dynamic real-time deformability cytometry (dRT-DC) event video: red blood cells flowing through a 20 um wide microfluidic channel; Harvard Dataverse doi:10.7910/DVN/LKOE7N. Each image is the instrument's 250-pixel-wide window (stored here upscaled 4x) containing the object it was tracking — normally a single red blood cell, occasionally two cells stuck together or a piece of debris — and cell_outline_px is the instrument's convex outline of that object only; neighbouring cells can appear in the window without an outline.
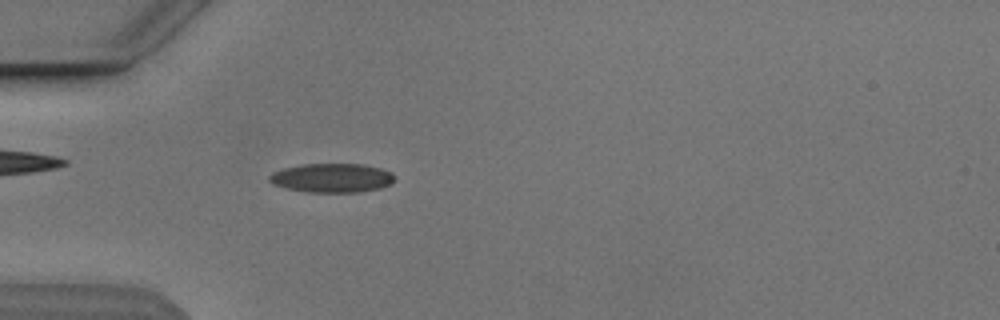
{"species": "Egyptian fruit bat (a non-hibernating species)", "species_latin": "Rousettus aegyptiacus", "temperature_condition": "cold", "stored_images_in_passage": 53, "camera_frame_rate_fps": 3000, "um_per_image_px": 0.085, "animal": {"sex": "male"}, "frame": {"image": 1, "passage_image": 16, "time_ms": 5.0, "image_size_px": [1000, 320], "cell_outline_px": [[396, 176], [392, 184], [380, 188], [360, 192], [308, 192], [288, 188], [272, 184], [268, 180], [268, 176], [272, 172], [284, 168], [304, 164], [364, 164], [380, 168], [392, 172]], "centroid_in_image_um": [28.24, 15.12], "position_along_channel_um": 56.8, "area_um2": 21.33}}
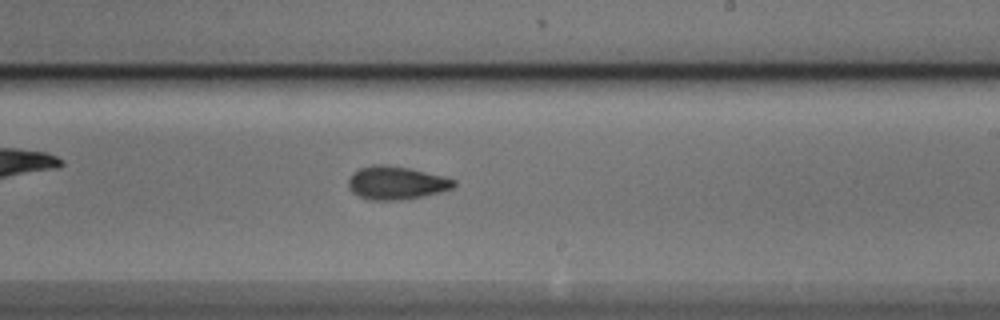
{"frame": {"image": 2, "passage_image": 32, "time_ms": 10.333, "image_size_px": [1000, 320], "cell_outline_px": [[456, 184], [452, 188], [440, 192], [424, 196], [400, 200], [368, 200], [352, 192], [348, 184], [348, 180], [352, 172], [360, 168], [372, 164], [384, 164], [408, 168], [444, 176], [456, 180]], "centroid_in_image_um": [33.67, 15.54], "position_along_channel_um": 255.3, "area_um2": 20.46}}
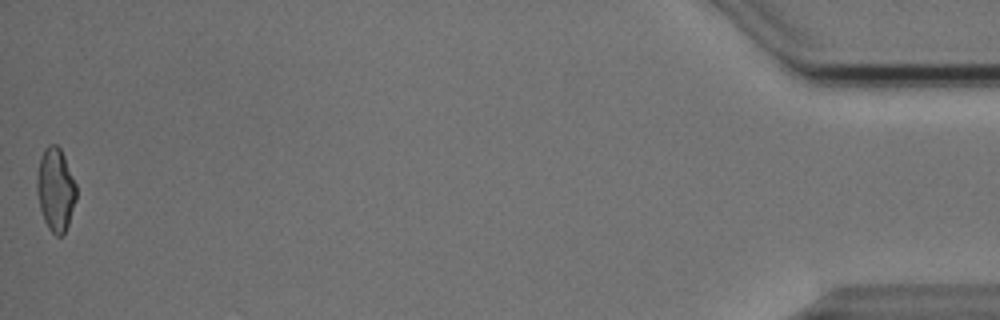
{"frame": {"image": 3, "passage_image": 53, "time_ms": 17.333, "image_size_px": [1000, 320], "cell_outline_px": [[76, 200], [68, 224], [64, 232], [60, 236], [56, 236], [48, 228], [44, 220], [40, 208], [36, 192], [36, 176], [40, 156], [44, 148], [48, 144], [56, 144], [60, 148], [64, 156], [76, 184]], "centroid_in_image_um": [4.7, 16.08], "position_along_channel_um": 430.5, "area_um2": 19.19}, "authors_computed_cell_mechanics": {"area_um2": 19.363, "velocity_mm_per_s": 3.8553, "shape_relaxation_time_tau1_ms": 3.6813, "shape_relaxation_time_tau2_ms": 3.1696, "deformation_change_tau1": 0.1268, "deformation_change_tau2": 0.0902}}